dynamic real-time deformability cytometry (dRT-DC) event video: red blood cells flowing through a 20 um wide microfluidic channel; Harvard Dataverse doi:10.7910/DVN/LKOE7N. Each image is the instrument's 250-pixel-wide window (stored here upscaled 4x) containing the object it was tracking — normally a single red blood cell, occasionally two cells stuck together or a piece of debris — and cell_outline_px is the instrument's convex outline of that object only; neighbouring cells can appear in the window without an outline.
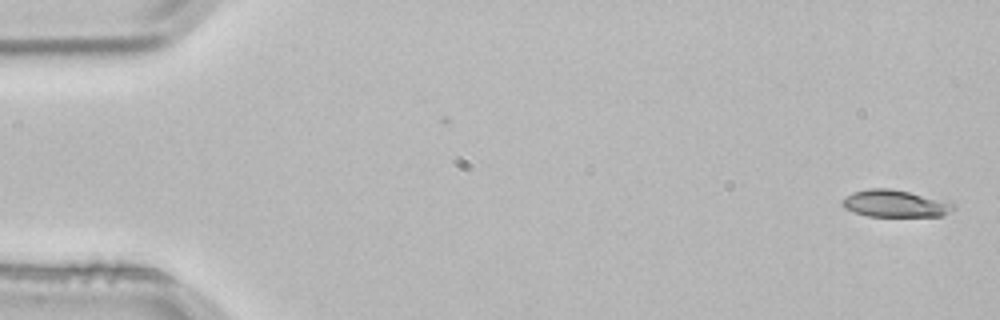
{"species": "common noctule bat (a hibernating species)", "species_latin": "Nyctalus noctula", "temperature_condition": "room temperature", "stored_images_in_passage": 4, "camera_frame_rate_fps": 3000, "um_per_image_px": 0.085, "animal": {"sex": "male", "body_mass_g": 21.5, "forearm_length_mm": 52.0}, "frame": {"image": 1, "passage_image": 1, "time_ms": 0.0, "image_size_px": [1000, 320], "cell_outline_px": [[956, 208], [940, 216], [868, 216], [844, 208], [840, 204], [840, 200], [844, 196], [852, 192], [868, 188], [888, 188], [952, 200], [956, 204]], "centroid_in_image_um": [76.11, 17.28], "position_along_channel_um": 8.9, "area_um2": 17.98}}
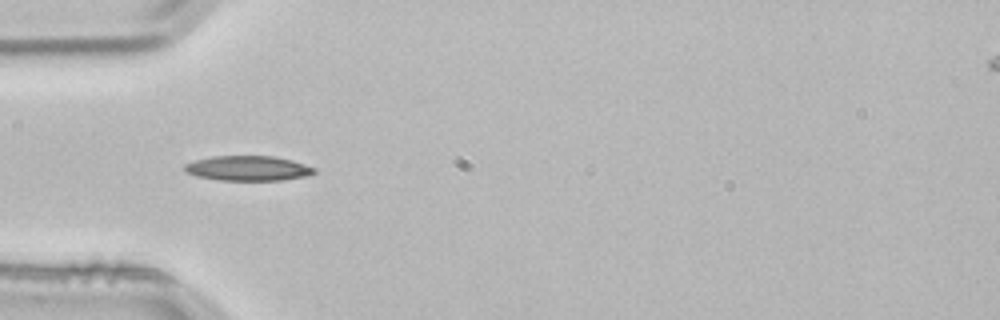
{"frame": {"image": 2, "passage_image": 4, "time_ms": 1.0, "image_size_px": [1000, 320], "cell_outline_px": [[316, 172], [308, 176], [280, 180], [216, 180], [196, 176], [184, 172], [184, 164], [196, 160], [212, 156], [272, 156], [292, 160], [316, 168]], "centroid_in_image_um": [21.06, 14.31], "position_along_channel_um": 63.9, "area_um2": 18.9}}